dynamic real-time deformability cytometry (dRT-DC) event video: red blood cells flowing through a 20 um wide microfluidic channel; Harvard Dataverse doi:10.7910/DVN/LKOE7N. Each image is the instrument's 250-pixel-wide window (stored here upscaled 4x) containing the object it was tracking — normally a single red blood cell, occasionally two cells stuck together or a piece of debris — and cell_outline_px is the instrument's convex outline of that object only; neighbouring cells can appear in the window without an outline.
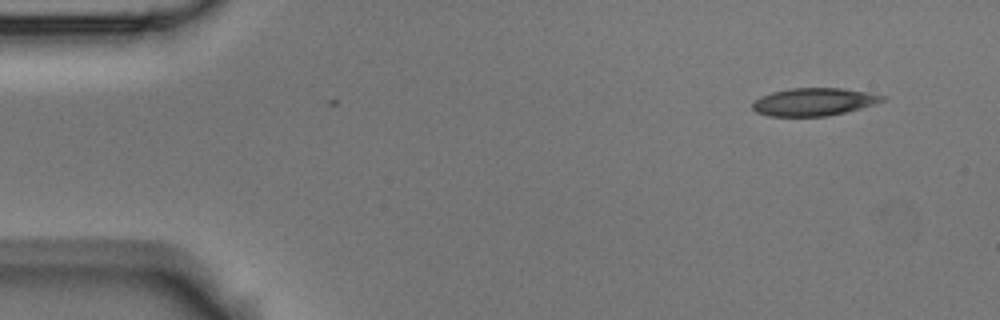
{"species": "Egyptian fruit bat (a non-hibernating species)", "species_latin": "Rousettus aegyptiacus", "temperature_condition": "room temperature", "stored_images_in_passage": 2, "camera_frame_rate_fps": 3000, "um_per_image_px": 0.085, "animal": {"sex": "male"}, "frame": {"image": 1, "passage_image": 2, "time_ms": 0.333, "image_size_px": [1000, 320], "cell_outline_px": [[884, 100], [860, 108], [828, 116], [768, 116], [756, 112], [752, 108], [752, 104], [760, 96], [772, 92], [788, 88], [844, 88], [868, 92], [884, 96]], "centroid_in_image_um": [69.13, 8.65], "position_along_channel_um": 15.9, "area_um2": 20.87}}